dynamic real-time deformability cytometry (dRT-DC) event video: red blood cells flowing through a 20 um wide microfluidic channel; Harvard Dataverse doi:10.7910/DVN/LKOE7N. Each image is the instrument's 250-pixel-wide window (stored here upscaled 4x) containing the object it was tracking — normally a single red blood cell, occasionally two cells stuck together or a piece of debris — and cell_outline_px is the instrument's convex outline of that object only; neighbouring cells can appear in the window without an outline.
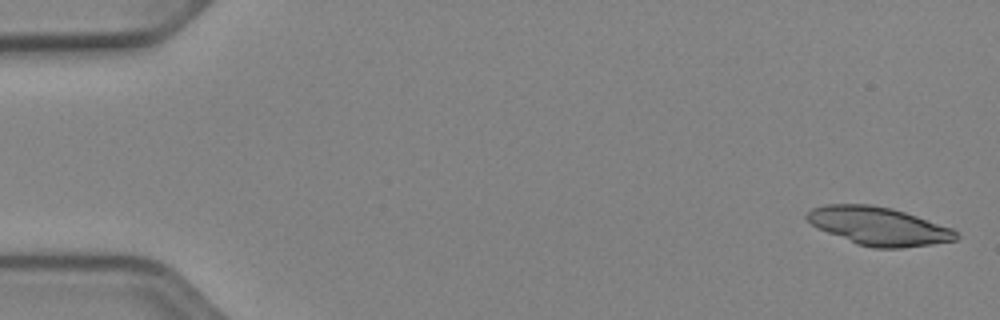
{"species": "Egyptian fruit bat (a non-hibernating species)", "species_latin": "Rousettus aegyptiacus", "temperature_condition": "cold", "stored_images_in_passage": 19, "camera_frame_rate_fps": 3000, "um_per_image_px": 0.085, "animal": {"sex": "female"}, "frame": {"image": 1, "passage_image": 2, "time_ms": 0.333, "image_size_px": [1000, 320], "cell_outline_px": [[960, 236], [956, 240], [900, 248], [872, 248], [856, 244], [816, 228], [804, 216], [812, 208], [824, 204], [872, 204], [892, 208], [952, 228]], "centroid_in_image_um": [74.64, 19.21], "position_along_channel_um": 10.4, "area_um2": 33.12}}
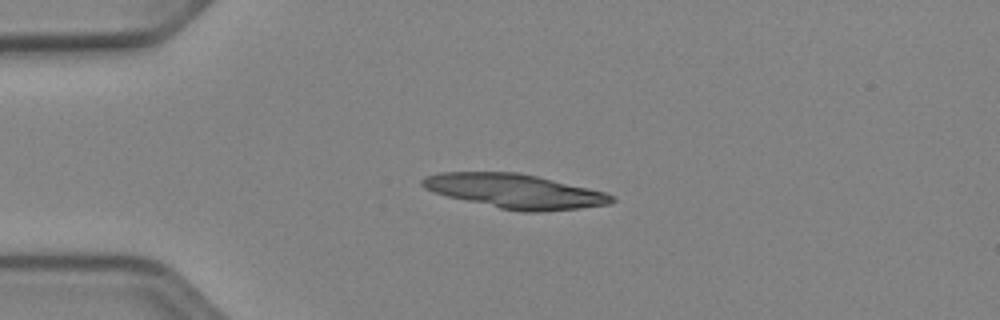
{"frame": {"image": 2, "passage_image": 13, "time_ms": 4.0, "image_size_px": [1000, 320], "cell_outline_px": [[616, 200], [612, 204], [580, 208], [544, 212], [524, 212], [500, 208], [448, 196], [424, 188], [420, 184], [420, 180], [424, 176], [440, 172], [516, 172], [536, 176], [588, 188], [604, 192], [612, 196]], "centroid_in_image_um": [43.76, 16.25], "position_along_channel_um": 41.2, "area_um2": 37.57}}